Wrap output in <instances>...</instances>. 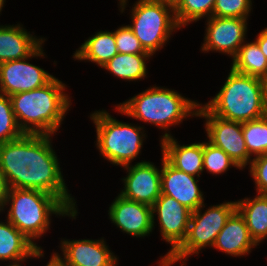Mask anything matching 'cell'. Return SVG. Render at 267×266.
<instances>
[{
  "instance_id": "cell-1",
  "label": "cell",
  "mask_w": 267,
  "mask_h": 266,
  "mask_svg": "<svg viewBox=\"0 0 267 266\" xmlns=\"http://www.w3.org/2000/svg\"><path fill=\"white\" fill-rule=\"evenodd\" d=\"M50 137L23 134L16 140L0 143V167L10 188L47 192L58 198L72 213H78Z\"/></svg>"
},
{
  "instance_id": "cell-2",
  "label": "cell",
  "mask_w": 267,
  "mask_h": 266,
  "mask_svg": "<svg viewBox=\"0 0 267 266\" xmlns=\"http://www.w3.org/2000/svg\"><path fill=\"white\" fill-rule=\"evenodd\" d=\"M65 86L54 77L42 87L9 96L16 122L24 134H56L71 106Z\"/></svg>"
},
{
  "instance_id": "cell-3",
  "label": "cell",
  "mask_w": 267,
  "mask_h": 266,
  "mask_svg": "<svg viewBox=\"0 0 267 266\" xmlns=\"http://www.w3.org/2000/svg\"><path fill=\"white\" fill-rule=\"evenodd\" d=\"M198 106V101H192L172 89L153 86L118 104L115 109L127 117L167 131L186 117H196Z\"/></svg>"
},
{
  "instance_id": "cell-4",
  "label": "cell",
  "mask_w": 267,
  "mask_h": 266,
  "mask_svg": "<svg viewBox=\"0 0 267 266\" xmlns=\"http://www.w3.org/2000/svg\"><path fill=\"white\" fill-rule=\"evenodd\" d=\"M8 204L10 208L6 219L38 248L42 247L34 241L50 229L52 214L72 219H76L78 214L72 213L55 196L36 189L10 188L4 207Z\"/></svg>"
},
{
  "instance_id": "cell-5",
  "label": "cell",
  "mask_w": 267,
  "mask_h": 266,
  "mask_svg": "<svg viewBox=\"0 0 267 266\" xmlns=\"http://www.w3.org/2000/svg\"><path fill=\"white\" fill-rule=\"evenodd\" d=\"M211 114L240 123L267 115L262 79L232 68L220 91L203 105Z\"/></svg>"
},
{
  "instance_id": "cell-6",
  "label": "cell",
  "mask_w": 267,
  "mask_h": 266,
  "mask_svg": "<svg viewBox=\"0 0 267 266\" xmlns=\"http://www.w3.org/2000/svg\"><path fill=\"white\" fill-rule=\"evenodd\" d=\"M90 118L96 127L97 149L111 164L122 168L139 156L146 137L142 126L118 121L106 110L94 111Z\"/></svg>"
},
{
  "instance_id": "cell-7",
  "label": "cell",
  "mask_w": 267,
  "mask_h": 266,
  "mask_svg": "<svg viewBox=\"0 0 267 266\" xmlns=\"http://www.w3.org/2000/svg\"><path fill=\"white\" fill-rule=\"evenodd\" d=\"M133 6L132 23L128 26L143 49L153 56L169 41L172 32L181 28L175 18L174 6L163 0H137Z\"/></svg>"
},
{
  "instance_id": "cell-8",
  "label": "cell",
  "mask_w": 267,
  "mask_h": 266,
  "mask_svg": "<svg viewBox=\"0 0 267 266\" xmlns=\"http://www.w3.org/2000/svg\"><path fill=\"white\" fill-rule=\"evenodd\" d=\"M205 205L191 213L186 239L169 256L178 261H187L191 255L199 254L203 248L213 247L216 237L226 221L236 210V201L213 205L201 212Z\"/></svg>"
},
{
  "instance_id": "cell-9",
  "label": "cell",
  "mask_w": 267,
  "mask_h": 266,
  "mask_svg": "<svg viewBox=\"0 0 267 266\" xmlns=\"http://www.w3.org/2000/svg\"><path fill=\"white\" fill-rule=\"evenodd\" d=\"M202 105L198 106L197 117L205 118L208 141L224 150L241 170L250 165L253 157L246 147L242 123L215 116Z\"/></svg>"
},
{
  "instance_id": "cell-10",
  "label": "cell",
  "mask_w": 267,
  "mask_h": 266,
  "mask_svg": "<svg viewBox=\"0 0 267 266\" xmlns=\"http://www.w3.org/2000/svg\"><path fill=\"white\" fill-rule=\"evenodd\" d=\"M43 43L28 57L0 63V93L7 96L31 91L48 84L54 76L28 62L33 57H43Z\"/></svg>"
},
{
  "instance_id": "cell-11",
  "label": "cell",
  "mask_w": 267,
  "mask_h": 266,
  "mask_svg": "<svg viewBox=\"0 0 267 266\" xmlns=\"http://www.w3.org/2000/svg\"><path fill=\"white\" fill-rule=\"evenodd\" d=\"M247 20L234 17H210L206 21V34L201 51H216L232 59L246 39Z\"/></svg>"
},
{
  "instance_id": "cell-12",
  "label": "cell",
  "mask_w": 267,
  "mask_h": 266,
  "mask_svg": "<svg viewBox=\"0 0 267 266\" xmlns=\"http://www.w3.org/2000/svg\"><path fill=\"white\" fill-rule=\"evenodd\" d=\"M152 207L154 228L157 213L161 237L171 245L165 256L172 254L186 239L192 211L175 198L161 194Z\"/></svg>"
},
{
  "instance_id": "cell-13",
  "label": "cell",
  "mask_w": 267,
  "mask_h": 266,
  "mask_svg": "<svg viewBox=\"0 0 267 266\" xmlns=\"http://www.w3.org/2000/svg\"><path fill=\"white\" fill-rule=\"evenodd\" d=\"M124 189L120 195L126 199L152 206L161 195V169L154 163L141 161L125 166Z\"/></svg>"
},
{
  "instance_id": "cell-14",
  "label": "cell",
  "mask_w": 267,
  "mask_h": 266,
  "mask_svg": "<svg viewBox=\"0 0 267 266\" xmlns=\"http://www.w3.org/2000/svg\"><path fill=\"white\" fill-rule=\"evenodd\" d=\"M109 219L123 233L133 237H145L153 230L152 207L126 199L118 194L108 210Z\"/></svg>"
},
{
  "instance_id": "cell-15",
  "label": "cell",
  "mask_w": 267,
  "mask_h": 266,
  "mask_svg": "<svg viewBox=\"0 0 267 266\" xmlns=\"http://www.w3.org/2000/svg\"><path fill=\"white\" fill-rule=\"evenodd\" d=\"M161 159V194L175 198L192 212L196 211L204 204L196 176L176 169L163 155Z\"/></svg>"
},
{
  "instance_id": "cell-16",
  "label": "cell",
  "mask_w": 267,
  "mask_h": 266,
  "mask_svg": "<svg viewBox=\"0 0 267 266\" xmlns=\"http://www.w3.org/2000/svg\"><path fill=\"white\" fill-rule=\"evenodd\" d=\"M61 259L66 266H117L118 258L109 250L104 238L100 240H62ZM64 257V258H63Z\"/></svg>"
},
{
  "instance_id": "cell-17",
  "label": "cell",
  "mask_w": 267,
  "mask_h": 266,
  "mask_svg": "<svg viewBox=\"0 0 267 266\" xmlns=\"http://www.w3.org/2000/svg\"><path fill=\"white\" fill-rule=\"evenodd\" d=\"M176 140L165 131L160 143L162 155L176 169L199 178L203 172V142L179 145Z\"/></svg>"
},
{
  "instance_id": "cell-18",
  "label": "cell",
  "mask_w": 267,
  "mask_h": 266,
  "mask_svg": "<svg viewBox=\"0 0 267 266\" xmlns=\"http://www.w3.org/2000/svg\"><path fill=\"white\" fill-rule=\"evenodd\" d=\"M257 245L250 235L243 216L236 209L217 235L213 248L233 257H239L248 255Z\"/></svg>"
},
{
  "instance_id": "cell-19",
  "label": "cell",
  "mask_w": 267,
  "mask_h": 266,
  "mask_svg": "<svg viewBox=\"0 0 267 266\" xmlns=\"http://www.w3.org/2000/svg\"><path fill=\"white\" fill-rule=\"evenodd\" d=\"M39 257H44L42 248H38L8 220L0 221V261L15 265Z\"/></svg>"
},
{
  "instance_id": "cell-20",
  "label": "cell",
  "mask_w": 267,
  "mask_h": 266,
  "mask_svg": "<svg viewBox=\"0 0 267 266\" xmlns=\"http://www.w3.org/2000/svg\"><path fill=\"white\" fill-rule=\"evenodd\" d=\"M45 40L20 24L0 25V63L30 56Z\"/></svg>"
},
{
  "instance_id": "cell-21",
  "label": "cell",
  "mask_w": 267,
  "mask_h": 266,
  "mask_svg": "<svg viewBox=\"0 0 267 266\" xmlns=\"http://www.w3.org/2000/svg\"><path fill=\"white\" fill-rule=\"evenodd\" d=\"M118 54L114 32L98 31L75 51L73 58L103 67Z\"/></svg>"
},
{
  "instance_id": "cell-22",
  "label": "cell",
  "mask_w": 267,
  "mask_h": 266,
  "mask_svg": "<svg viewBox=\"0 0 267 266\" xmlns=\"http://www.w3.org/2000/svg\"><path fill=\"white\" fill-rule=\"evenodd\" d=\"M236 209L243 216L251 237L259 245L267 237V196L257 194L236 201Z\"/></svg>"
},
{
  "instance_id": "cell-23",
  "label": "cell",
  "mask_w": 267,
  "mask_h": 266,
  "mask_svg": "<svg viewBox=\"0 0 267 266\" xmlns=\"http://www.w3.org/2000/svg\"><path fill=\"white\" fill-rule=\"evenodd\" d=\"M151 54H116L102 68L114 76L127 81L144 79L147 75V63Z\"/></svg>"
},
{
  "instance_id": "cell-24",
  "label": "cell",
  "mask_w": 267,
  "mask_h": 266,
  "mask_svg": "<svg viewBox=\"0 0 267 266\" xmlns=\"http://www.w3.org/2000/svg\"><path fill=\"white\" fill-rule=\"evenodd\" d=\"M231 68L241 74L262 78L267 72V58L255 41L244 42L232 59Z\"/></svg>"
},
{
  "instance_id": "cell-25",
  "label": "cell",
  "mask_w": 267,
  "mask_h": 266,
  "mask_svg": "<svg viewBox=\"0 0 267 266\" xmlns=\"http://www.w3.org/2000/svg\"><path fill=\"white\" fill-rule=\"evenodd\" d=\"M215 0H180L174 7L175 18L180 27L212 17Z\"/></svg>"
},
{
  "instance_id": "cell-26",
  "label": "cell",
  "mask_w": 267,
  "mask_h": 266,
  "mask_svg": "<svg viewBox=\"0 0 267 266\" xmlns=\"http://www.w3.org/2000/svg\"><path fill=\"white\" fill-rule=\"evenodd\" d=\"M242 131L251 156L267 154V115L242 123Z\"/></svg>"
},
{
  "instance_id": "cell-27",
  "label": "cell",
  "mask_w": 267,
  "mask_h": 266,
  "mask_svg": "<svg viewBox=\"0 0 267 266\" xmlns=\"http://www.w3.org/2000/svg\"><path fill=\"white\" fill-rule=\"evenodd\" d=\"M231 166L240 169L224 150L209 141L203 142V171L218 175L226 172Z\"/></svg>"
},
{
  "instance_id": "cell-28",
  "label": "cell",
  "mask_w": 267,
  "mask_h": 266,
  "mask_svg": "<svg viewBox=\"0 0 267 266\" xmlns=\"http://www.w3.org/2000/svg\"><path fill=\"white\" fill-rule=\"evenodd\" d=\"M23 134L16 122L10 97L0 93V143L16 140Z\"/></svg>"
},
{
  "instance_id": "cell-29",
  "label": "cell",
  "mask_w": 267,
  "mask_h": 266,
  "mask_svg": "<svg viewBox=\"0 0 267 266\" xmlns=\"http://www.w3.org/2000/svg\"><path fill=\"white\" fill-rule=\"evenodd\" d=\"M251 9V0H215L212 16L248 19Z\"/></svg>"
},
{
  "instance_id": "cell-30",
  "label": "cell",
  "mask_w": 267,
  "mask_h": 266,
  "mask_svg": "<svg viewBox=\"0 0 267 266\" xmlns=\"http://www.w3.org/2000/svg\"><path fill=\"white\" fill-rule=\"evenodd\" d=\"M118 53L122 54H150L146 52L140 41L134 35L133 30L128 26H120L114 31Z\"/></svg>"
},
{
  "instance_id": "cell-31",
  "label": "cell",
  "mask_w": 267,
  "mask_h": 266,
  "mask_svg": "<svg viewBox=\"0 0 267 266\" xmlns=\"http://www.w3.org/2000/svg\"><path fill=\"white\" fill-rule=\"evenodd\" d=\"M249 167L250 175L256 185L257 194L267 196V154L254 157Z\"/></svg>"
},
{
  "instance_id": "cell-32",
  "label": "cell",
  "mask_w": 267,
  "mask_h": 266,
  "mask_svg": "<svg viewBox=\"0 0 267 266\" xmlns=\"http://www.w3.org/2000/svg\"><path fill=\"white\" fill-rule=\"evenodd\" d=\"M9 189L10 187L8 185L6 176L0 167V212H3V210L5 209L4 204L6 202Z\"/></svg>"
},
{
  "instance_id": "cell-33",
  "label": "cell",
  "mask_w": 267,
  "mask_h": 266,
  "mask_svg": "<svg viewBox=\"0 0 267 266\" xmlns=\"http://www.w3.org/2000/svg\"><path fill=\"white\" fill-rule=\"evenodd\" d=\"M254 41L258 44L260 50L267 58V28H265L259 34H257L256 40Z\"/></svg>"
},
{
  "instance_id": "cell-34",
  "label": "cell",
  "mask_w": 267,
  "mask_h": 266,
  "mask_svg": "<svg viewBox=\"0 0 267 266\" xmlns=\"http://www.w3.org/2000/svg\"><path fill=\"white\" fill-rule=\"evenodd\" d=\"M46 266H66V264L59 257V253L54 252Z\"/></svg>"
},
{
  "instance_id": "cell-35",
  "label": "cell",
  "mask_w": 267,
  "mask_h": 266,
  "mask_svg": "<svg viewBox=\"0 0 267 266\" xmlns=\"http://www.w3.org/2000/svg\"><path fill=\"white\" fill-rule=\"evenodd\" d=\"M177 261L176 260H174V259H172L170 256H163L162 258H161V260H160V262L158 263L159 264V266H172L173 264H175ZM186 264V262L184 261H182V263H181V265L180 266H186L185 265Z\"/></svg>"
},
{
  "instance_id": "cell-36",
  "label": "cell",
  "mask_w": 267,
  "mask_h": 266,
  "mask_svg": "<svg viewBox=\"0 0 267 266\" xmlns=\"http://www.w3.org/2000/svg\"><path fill=\"white\" fill-rule=\"evenodd\" d=\"M261 79L263 84L264 100L267 105V72Z\"/></svg>"
},
{
  "instance_id": "cell-37",
  "label": "cell",
  "mask_w": 267,
  "mask_h": 266,
  "mask_svg": "<svg viewBox=\"0 0 267 266\" xmlns=\"http://www.w3.org/2000/svg\"><path fill=\"white\" fill-rule=\"evenodd\" d=\"M128 0H119V4H120V11H121V13H123L125 10V8H126V5H127V2Z\"/></svg>"
},
{
  "instance_id": "cell-38",
  "label": "cell",
  "mask_w": 267,
  "mask_h": 266,
  "mask_svg": "<svg viewBox=\"0 0 267 266\" xmlns=\"http://www.w3.org/2000/svg\"><path fill=\"white\" fill-rule=\"evenodd\" d=\"M163 1L166 2L167 4L174 6V7L180 2V0H163Z\"/></svg>"
},
{
  "instance_id": "cell-39",
  "label": "cell",
  "mask_w": 267,
  "mask_h": 266,
  "mask_svg": "<svg viewBox=\"0 0 267 266\" xmlns=\"http://www.w3.org/2000/svg\"><path fill=\"white\" fill-rule=\"evenodd\" d=\"M4 2H5V0H0V12L2 11V8H3L4 4H5Z\"/></svg>"
},
{
  "instance_id": "cell-40",
  "label": "cell",
  "mask_w": 267,
  "mask_h": 266,
  "mask_svg": "<svg viewBox=\"0 0 267 266\" xmlns=\"http://www.w3.org/2000/svg\"><path fill=\"white\" fill-rule=\"evenodd\" d=\"M6 266H21V263L20 264H15V265H6Z\"/></svg>"
}]
</instances>
